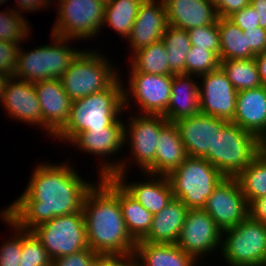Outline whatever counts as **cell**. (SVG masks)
Masks as SVG:
<instances>
[{
    "instance_id": "cell-1",
    "label": "cell",
    "mask_w": 266,
    "mask_h": 266,
    "mask_svg": "<svg viewBox=\"0 0 266 266\" xmlns=\"http://www.w3.org/2000/svg\"><path fill=\"white\" fill-rule=\"evenodd\" d=\"M20 197L3 212L20 228L30 231L54 217L81 212L94 186L81 179L69 163L38 164Z\"/></svg>"
},
{
    "instance_id": "cell-2",
    "label": "cell",
    "mask_w": 266,
    "mask_h": 266,
    "mask_svg": "<svg viewBox=\"0 0 266 266\" xmlns=\"http://www.w3.org/2000/svg\"><path fill=\"white\" fill-rule=\"evenodd\" d=\"M88 247L97 255L132 258L136 241L127 231L118 202V181L103 177L83 203Z\"/></svg>"
},
{
    "instance_id": "cell-3",
    "label": "cell",
    "mask_w": 266,
    "mask_h": 266,
    "mask_svg": "<svg viewBox=\"0 0 266 266\" xmlns=\"http://www.w3.org/2000/svg\"><path fill=\"white\" fill-rule=\"evenodd\" d=\"M123 85L118 79L110 88L71 102L65 126L54 136L71 142L80 132L108 127L124 110Z\"/></svg>"
},
{
    "instance_id": "cell-4",
    "label": "cell",
    "mask_w": 266,
    "mask_h": 266,
    "mask_svg": "<svg viewBox=\"0 0 266 266\" xmlns=\"http://www.w3.org/2000/svg\"><path fill=\"white\" fill-rule=\"evenodd\" d=\"M263 150V143L237 124L215 132L213 147L203 157L225 177H236Z\"/></svg>"
},
{
    "instance_id": "cell-5",
    "label": "cell",
    "mask_w": 266,
    "mask_h": 266,
    "mask_svg": "<svg viewBox=\"0 0 266 266\" xmlns=\"http://www.w3.org/2000/svg\"><path fill=\"white\" fill-rule=\"evenodd\" d=\"M52 40L53 44L41 45L30 52L22 51L19 47L13 77L32 83L60 79L82 50L70 48L67 42L71 39L52 34Z\"/></svg>"
},
{
    "instance_id": "cell-6",
    "label": "cell",
    "mask_w": 266,
    "mask_h": 266,
    "mask_svg": "<svg viewBox=\"0 0 266 266\" xmlns=\"http://www.w3.org/2000/svg\"><path fill=\"white\" fill-rule=\"evenodd\" d=\"M90 51L82 50L60 77L63 89L71 101L104 91L120 78L115 71L117 69L113 68L106 56L99 54L97 50Z\"/></svg>"
},
{
    "instance_id": "cell-7",
    "label": "cell",
    "mask_w": 266,
    "mask_h": 266,
    "mask_svg": "<svg viewBox=\"0 0 266 266\" xmlns=\"http://www.w3.org/2000/svg\"><path fill=\"white\" fill-rule=\"evenodd\" d=\"M173 197L188 209H201L225 176L205 158L187 157L167 175Z\"/></svg>"
},
{
    "instance_id": "cell-8",
    "label": "cell",
    "mask_w": 266,
    "mask_h": 266,
    "mask_svg": "<svg viewBox=\"0 0 266 266\" xmlns=\"http://www.w3.org/2000/svg\"><path fill=\"white\" fill-rule=\"evenodd\" d=\"M221 238L220 252L228 265L266 266V224L248 216L224 230Z\"/></svg>"
},
{
    "instance_id": "cell-9",
    "label": "cell",
    "mask_w": 266,
    "mask_h": 266,
    "mask_svg": "<svg viewBox=\"0 0 266 266\" xmlns=\"http://www.w3.org/2000/svg\"><path fill=\"white\" fill-rule=\"evenodd\" d=\"M53 261L88 248L83 211L54 217L30 230Z\"/></svg>"
},
{
    "instance_id": "cell-10",
    "label": "cell",
    "mask_w": 266,
    "mask_h": 266,
    "mask_svg": "<svg viewBox=\"0 0 266 266\" xmlns=\"http://www.w3.org/2000/svg\"><path fill=\"white\" fill-rule=\"evenodd\" d=\"M105 5L103 0H58L51 34L74 40L94 37L102 30Z\"/></svg>"
},
{
    "instance_id": "cell-11",
    "label": "cell",
    "mask_w": 266,
    "mask_h": 266,
    "mask_svg": "<svg viewBox=\"0 0 266 266\" xmlns=\"http://www.w3.org/2000/svg\"><path fill=\"white\" fill-rule=\"evenodd\" d=\"M125 161L120 160V162H103L101 168L99 169L101 173L99 176L103 177H113L120 185L134 198L136 199L147 211L151 214H156L160 212L167 204L173 199L172 187L169 182L167 175L158 174H147L152 179L144 182H125ZM160 176V177H159ZM156 179H155V178ZM155 180V181H154Z\"/></svg>"
},
{
    "instance_id": "cell-12",
    "label": "cell",
    "mask_w": 266,
    "mask_h": 266,
    "mask_svg": "<svg viewBox=\"0 0 266 266\" xmlns=\"http://www.w3.org/2000/svg\"><path fill=\"white\" fill-rule=\"evenodd\" d=\"M131 117L128 119L129 129L128 127L124 129V142H129L131 147L129 150L131 149V155L134 158L133 162L140 169L142 168L143 172L155 174V156L159 132L169 121L160 114H137Z\"/></svg>"
},
{
    "instance_id": "cell-13",
    "label": "cell",
    "mask_w": 266,
    "mask_h": 266,
    "mask_svg": "<svg viewBox=\"0 0 266 266\" xmlns=\"http://www.w3.org/2000/svg\"><path fill=\"white\" fill-rule=\"evenodd\" d=\"M129 89L123 88L124 109L133 98L141 107V114H160L165 116L170 101L173 75H154L130 69ZM127 91V92H126ZM128 95L130 97H128Z\"/></svg>"
},
{
    "instance_id": "cell-14",
    "label": "cell",
    "mask_w": 266,
    "mask_h": 266,
    "mask_svg": "<svg viewBox=\"0 0 266 266\" xmlns=\"http://www.w3.org/2000/svg\"><path fill=\"white\" fill-rule=\"evenodd\" d=\"M203 209L222 232L249 216V204L236 177H225L207 198Z\"/></svg>"
},
{
    "instance_id": "cell-15",
    "label": "cell",
    "mask_w": 266,
    "mask_h": 266,
    "mask_svg": "<svg viewBox=\"0 0 266 266\" xmlns=\"http://www.w3.org/2000/svg\"><path fill=\"white\" fill-rule=\"evenodd\" d=\"M221 233L203 208L189 209L176 244L199 262L201 256L221 246Z\"/></svg>"
},
{
    "instance_id": "cell-16",
    "label": "cell",
    "mask_w": 266,
    "mask_h": 266,
    "mask_svg": "<svg viewBox=\"0 0 266 266\" xmlns=\"http://www.w3.org/2000/svg\"><path fill=\"white\" fill-rule=\"evenodd\" d=\"M200 113L232 122L236 111L237 91L221 67L199 76Z\"/></svg>"
},
{
    "instance_id": "cell-17",
    "label": "cell",
    "mask_w": 266,
    "mask_h": 266,
    "mask_svg": "<svg viewBox=\"0 0 266 266\" xmlns=\"http://www.w3.org/2000/svg\"><path fill=\"white\" fill-rule=\"evenodd\" d=\"M227 123L225 119H218L203 113L174 122L187 156L198 158H203L209 149H212L215 132L221 130Z\"/></svg>"
},
{
    "instance_id": "cell-18",
    "label": "cell",
    "mask_w": 266,
    "mask_h": 266,
    "mask_svg": "<svg viewBox=\"0 0 266 266\" xmlns=\"http://www.w3.org/2000/svg\"><path fill=\"white\" fill-rule=\"evenodd\" d=\"M43 118V128L54 137L66 124L70 115L71 99L60 79L34 82Z\"/></svg>"
},
{
    "instance_id": "cell-19",
    "label": "cell",
    "mask_w": 266,
    "mask_h": 266,
    "mask_svg": "<svg viewBox=\"0 0 266 266\" xmlns=\"http://www.w3.org/2000/svg\"><path fill=\"white\" fill-rule=\"evenodd\" d=\"M1 103L13 119L43 127L40 103L32 82L8 77Z\"/></svg>"
},
{
    "instance_id": "cell-20",
    "label": "cell",
    "mask_w": 266,
    "mask_h": 266,
    "mask_svg": "<svg viewBox=\"0 0 266 266\" xmlns=\"http://www.w3.org/2000/svg\"><path fill=\"white\" fill-rule=\"evenodd\" d=\"M168 27L164 0H144L127 37L133 53L162 40Z\"/></svg>"
},
{
    "instance_id": "cell-21",
    "label": "cell",
    "mask_w": 266,
    "mask_h": 266,
    "mask_svg": "<svg viewBox=\"0 0 266 266\" xmlns=\"http://www.w3.org/2000/svg\"><path fill=\"white\" fill-rule=\"evenodd\" d=\"M232 123L252 133L262 143L266 140V86L237 92Z\"/></svg>"
},
{
    "instance_id": "cell-22",
    "label": "cell",
    "mask_w": 266,
    "mask_h": 266,
    "mask_svg": "<svg viewBox=\"0 0 266 266\" xmlns=\"http://www.w3.org/2000/svg\"><path fill=\"white\" fill-rule=\"evenodd\" d=\"M164 4L168 25L186 31L218 20L215 6L207 0H164Z\"/></svg>"
},
{
    "instance_id": "cell-23",
    "label": "cell",
    "mask_w": 266,
    "mask_h": 266,
    "mask_svg": "<svg viewBox=\"0 0 266 266\" xmlns=\"http://www.w3.org/2000/svg\"><path fill=\"white\" fill-rule=\"evenodd\" d=\"M125 126L122 120H114L108 127L80 132L70 143L89 154L110 157L125 144Z\"/></svg>"
},
{
    "instance_id": "cell-24",
    "label": "cell",
    "mask_w": 266,
    "mask_h": 266,
    "mask_svg": "<svg viewBox=\"0 0 266 266\" xmlns=\"http://www.w3.org/2000/svg\"><path fill=\"white\" fill-rule=\"evenodd\" d=\"M188 210L180 199L173 197L165 208L154 214L149 232L142 241L176 244Z\"/></svg>"
},
{
    "instance_id": "cell-25",
    "label": "cell",
    "mask_w": 266,
    "mask_h": 266,
    "mask_svg": "<svg viewBox=\"0 0 266 266\" xmlns=\"http://www.w3.org/2000/svg\"><path fill=\"white\" fill-rule=\"evenodd\" d=\"M132 259L138 266H197L194 256L187 254L177 244L136 241Z\"/></svg>"
},
{
    "instance_id": "cell-26",
    "label": "cell",
    "mask_w": 266,
    "mask_h": 266,
    "mask_svg": "<svg viewBox=\"0 0 266 266\" xmlns=\"http://www.w3.org/2000/svg\"><path fill=\"white\" fill-rule=\"evenodd\" d=\"M192 75L174 74L170 101L164 116L169 122L200 113L199 86Z\"/></svg>"
},
{
    "instance_id": "cell-27",
    "label": "cell",
    "mask_w": 266,
    "mask_h": 266,
    "mask_svg": "<svg viewBox=\"0 0 266 266\" xmlns=\"http://www.w3.org/2000/svg\"><path fill=\"white\" fill-rule=\"evenodd\" d=\"M187 157L178 128L174 122H168L159 132L155 156V174L168 175Z\"/></svg>"
},
{
    "instance_id": "cell-28",
    "label": "cell",
    "mask_w": 266,
    "mask_h": 266,
    "mask_svg": "<svg viewBox=\"0 0 266 266\" xmlns=\"http://www.w3.org/2000/svg\"><path fill=\"white\" fill-rule=\"evenodd\" d=\"M118 202L127 231L135 241L142 240L149 232L154 215L134 199L119 182Z\"/></svg>"
},
{
    "instance_id": "cell-29",
    "label": "cell",
    "mask_w": 266,
    "mask_h": 266,
    "mask_svg": "<svg viewBox=\"0 0 266 266\" xmlns=\"http://www.w3.org/2000/svg\"><path fill=\"white\" fill-rule=\"evenodd\" d=\"M220 60L252 59L255 54L247 46L246 34L228 18L218 17Z\"/></svg>"
},
{
    "instance_id": "cell-30",
    "label": "cell",
    "mask_w": 266,
    "mask_h": 266,
    "mask_svg": "<svg viewBox=\"0 0 266 266\" xmlns=\"http://www.w3.org/2000/svg\"><path fill=\"white\" fill-rule=\"evenodd\" d=\"M144 0H108L105 5L103 26L108 24L117 34L130 35L139 8Z\"/></svg>"
},
{
    "instance_id": "cell-31",
    "label": "cell",
    "mask_w": 266,
    "mask_h": 266,
    "mask_svg": "<svg viewBox=\"0 0 266 266\" xmlns=\"http://www.w3.org/2000/svg\"><path fill=\"white\" fill-rule=\"evenodd\" d=\"M236 178L248 204L266 196V152L262 150Z\"/></svg>"
},
{
    "instance_id": "cell-32",
    "label": "cell",
    "mask_w": 266,
    "mask_h": 266,
    "mask_svg": "<svg viewBox=\"0 0 266 266\" xmlns=\"http://www.w3.org/2000/svg\"><path fill=\"white\" fill-rule=\"evenodd\" d=\"M162 41L167 51L170 72L173 75L186 74V58L191 49L188 32L184 29L168 25L163 34Z\"/></svg>"
},
{
    "instance_id": "cell-33",
    "label": "cell",
    "mask_w": 266,
    "mask_h": 266,
    "mask_svg": "<svg viewBox=\"0 0 266 266\" xmlns=\"http://www.w3.org/2000/svg\"><path fill=\"white\" fill-rule=\"evenodd\" d=\"M220 67L237 92L263 85L255 58L220 60Z\"/></svg>"
},
{
    "instance_id": "cell-34",
    "label": "cell",
    "mask_w": 266,
    "mask_h": 266,
    "mask_svg": "<svg viewBox=\"0 0 266 266\" xmlns=\"http://www.w3.org/2000/svg\"><path fill=\"white\" fill-rule=\"evenodd\" d=\"M131 65L138 72L154 75H173L167 60V51L163 41L135 51L131 57Z\"/></svg>"
},
{
    "instance_id": "cell-35",
    "label": "cell",
    "mask_w": 266,
    "mask_h": 266,
    "mask_svg": "<svg viewBox=\"0 0 266 266\" xmlns=\"http://www.w3.org/2000/svg\"><path fill=\"white\" fill-rule=\"evenodd\" d=\"M17 9H8L0 12V40L3 42H12L18 46L21 41L28 39L30 27L26 19ZM10 10V11H9Z\"/></svg>"
},
{
    "instance_id": "cell-36",
    "label": "cell",
    "mask_w": 266,
    "mask_h": 266,
    "mask_svg": "<svg viewBox=\"0 0 266 266\" xmlns=\"http://www.w3.org/2000/svg\"><path fill=\"white\" fill-rule=\"evenodd\" d=\"M220 67L219 56L204 48L191 45L186 58V74L195 75L197 78Z\"/></svg>"
},
{
    "instance_id": "cell-37",
    "label": "cell",
    "mask_w": 266,
    "mask_h": 266,
    "mask_svg": "<svg viewBox=\"0 0 266 266\" xmlns=\"http://www.w3.org/2000/svg\"><path fill=\"white\" fill-rule=\"evenodd\" d=\"M19 266H52L46 249L31 232L23 229V246Z\"/></svg>"
},
{
    "instance_id": "cell-38",
    "label": "cell",
    "mask_w": 266,
    "mask_h": 266,
    "mask_svg": "<svg viewBox=\"0 0 266 266\" xmlns=\"http://www.w3.org/2000/svg\"><path fill=\"white\" fill-rule=\"evenodd\" d=\"M0 213L3 222L13 227V238L2 244L0 249V266H19L23 246V228L15 224L3 211Z\"/></svg>"
},
{
    "instance_id": "cell-39",
    "label": "cell",
    "mask_w": 266,
    "mask_h": 266,
    "mask_svg": "<svg viewBox=\"0 0 266 266\" xmlns=\"http://www.w3.org/2000/svg\"><path fill=\"white\" fill-rule=\"evenodd\" d=\"M192 46L215 52L220 58V35L217 21L214 24L187 30Z\"/></svg>"
},
{
    "instance_id": "cell-40",
    "label": "cell",
    "mask_w": 266,
    "mask_h": 266,
    "mask_svg": "<svg viewBox=\"0 0 266 266\" xmlns=\"http://www.w3.org/2000/svg\"><path fill=\"white\" fill-rule=\"evenodd\" d=\"M19 47L12 42L0 40V73L7 77H13L17 63Z\"/></svg>"
},
{
    "instance_id": "cell-41",
    "label": "cell",
    "mask_w": 266,
    "mask_h": 266,
    "mask_svg": "<svg viewBox=\"0 0 266 266\" xmlns=\"http://www.w3.org/2000/svg\"><path fill=\"white\" fill-rule=\"evenodd\" d=\"M228 19L243 31L260 27L256 10L251 6L250 3L245 8L234 12L228 17Z\"/></svg>"
},
{
    "instance_id": "cell-42",
    "label": "cell",
    "mask_w": 266,
    "mask_h": 266,
    "mask_svg": "<svg viewBox=\"0 0 266 266\" xmlns=\"http://www.w3.org/2000/svg\"><path fill=\"white\" fill-rule=\"evenodd\" d=\"M97 256L89 247L68 256L59 257L52 261V266H88Z\"/></svg>"
},
{
    "instance_id": "cell-43",
    "label": "cell",
    "mask_w": 266,
    "mask_h": 266,
    "mask_svg": "<svg viewBox=\"0 0 266 266\" xmlns=\"http://www.w3.org/2000/svg\"><path fill=\"white\" fill-rule=\"evenodd\" d=\"M247 35V46L255 54L263 53L266 51V29L261 27H256L252 29H247L244 31Z\"/></svg>"
},
{
    "instance_id": "cell-44",
    "label": "cell",
    "mask_w": 266,
    "mask_h": 266,
    "mask_svg": "<svg viewBox=\"0 0 266 266\" xmlns=\"http://www.w3.org/2000/svg\"><path fill=\"white\" fill-rule=\"evenodd\" d=\"M250 0H220L215 6L218 17L228 18L234 12L245 8Z\"/></svg>"
},
{
    "instance_id": "cell-45",
    "label": "cell",
    "mask_w": 266,
    "mask_h": 266,
    "mask_svg": "<svg viewBox=\"0 0 266 266\" xmlns=\"http://www.w3.org/2000/svg\"><path fill=\"white\" fill-rule=\"evenodd\" d=\"M249 217L266 224V196L252 200L249 203Z\"/></svg>"
},
{
    "instance_id": "cell-46",
    "label": "cell",
    "mask_w": 266,
    "mask_h": 266,
    "mask_svg": "<svg viewBox=\"0 0 266 266\" xmlns=\"http://www.w3.org/2000/svg\"><path fill=\"white\" fill-rule=\"evenodd\" d=\"M15 2H17V5L20 8V12L23 10L27 12V11H36V10H40L41 7H47L50 2H55V1H50V0H15ZM49 3V4H48ZM22 9V10H21Z\"/></svg>"
},
{
    "instance_id": "cell-47",
    "label": "cell",
    "mask_w": 266,
    "mask_h": 266,
    "mask_svg": "<svg viewBox=\"0 0 266 266\" xmlns=\"http://www.w3.org/2000/svg\"><path fill=\"white\" fill-rule=\"evenodd\" d=\"M250 4L256 10L259 26L266 29V0H250Z\"/></svg>"
},
{
    "instance_id": "cell-48",
    "label": "cell",
    "mask_w": 266,
    "mask_h": 266,
    "mask_svg": "<svg viewBox=\"0 0 266 266\" xmlns=\"http://www.w3.org/2000/svg\"><path fill=\"white\" fill-rule=\"evenodd\" d=\"M261 83L266 86V51L255 56Z\"/></svg>"
},
{
    "instance_id": "cell-49",
    "label": "cell",
    "mask_w": 266,
    "mask_h": 266,
    "mask_svg": "<svg viewBox=\"0 0 266 266\" xmlns=\"http://www.w3.org/2000/svg\"><path fill=\"white\" fill-rule=\"evenodd\" d=\"M118 258L110 255H97L88 266H112Z\"/></svg>"
},
{
    "instance_id": "cell-50",
    "label": "cell",
    "mask_w": 266,
    "mask_h": 266,
    "mask_svg": "<svg viewBox=\"0 0 266 266\" xmlns=\"http://www.w3.org/2000/svg\"><path fill=\"white\" fill-rule=\"evenodd\" d=\"M7 79H8L7 76L0 73V102L2 101L3 98L4 85Z\"/></svg>"
},
{
    "instance_id": "cell-51",
    "label": "cell",
    "mask_w": 266,
    "mask_h": 266,
    "mask_svg": "<svg viewBox=\"0 0 266 266\" xmlns=\"http://www.w3.org/2000/svg\"><path fill=\"white\" fill-rule=\"evenodd\" d=\"M112 266H128V258L118 259Z\"/></svg>"
},
{
    "instance_id": "cell-52",
    "label": "cell",
    "mask_w": 266,
    "mask_h": 266,
    "mask_svg": "<svg viewBox=\"0 0 266 266\" xmlns=\"http://www.w3.org/2000/svg\"><path fill=\"white\" fill-rule=\"evenodd\" d=\"M128 266H138L132 258H128Z\"/></svg>"
},
{
    "instance_id": "cell-53",
    "label": "cell",
    "mask_w": 266,
    "mask_h": 266,
    "mask_svg": "<svg viewBox=\"0 0 266 266\" xmlns=\"http://www.w3.org/2000/svg\"><path fill=\"white\" fill-rule=\"evenodd\" d=\"M209 3L213 4L214 6H216L220 0H207Z\"/></svg>"
},
{
    "instance_id": "cell-54",
    "label": "cell",
    "mask_w": 266,
    "mask_h": 266,
    "mask_svg": "<svg viewBox=\"0 0 266 266\" xmlns=\"http://www.w3.org/2000/svg\"><path fill=\"white\" fill-rule=\"evenodd\" d=\"M263 150L266 152V140L263 142Z\"/></svg>"
},
{
    "instance_id": "cell-55",
    "label": "cell",
    "mask_w": 266,
    "mask_h": 266,
    "mask_svg": "<svg viewBox=\"0 0 266 266\" xmlns=\"http://www.w3.org/2000/svg\"><path fill=\"white\" fill-rule=\"evenodd\" d=\"M8 0H0V5L1 3L3 4L4 2L6 3Z\"/></svg>"
}]
</instances>
